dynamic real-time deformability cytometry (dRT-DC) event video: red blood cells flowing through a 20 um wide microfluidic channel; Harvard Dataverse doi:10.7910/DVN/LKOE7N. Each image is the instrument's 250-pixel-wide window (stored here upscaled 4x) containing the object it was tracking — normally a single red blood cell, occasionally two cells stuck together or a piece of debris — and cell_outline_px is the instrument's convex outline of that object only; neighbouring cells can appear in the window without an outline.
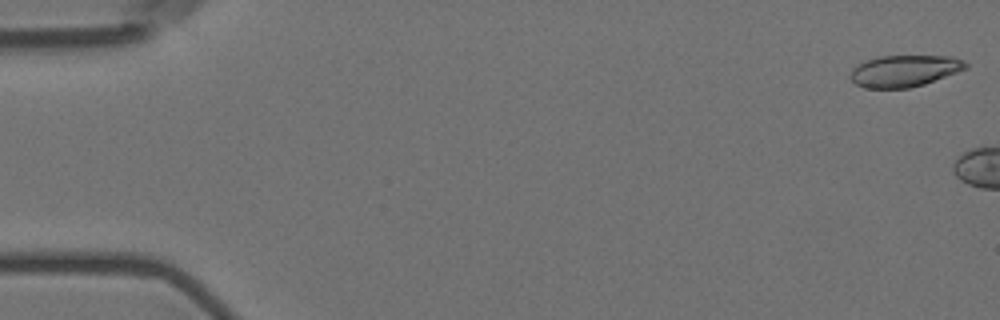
{"species": "Egyptian fruit bat (a non-hibernating species)", "species_latin": "Rousettus aegyptiacus", "temperature_condition": "room temperature", "stored_images_in_passage": 4, "camera_frame_rate_fps": 3000, "um_per_image_px": 0.085, "animal": {"sex": "female"}, "frame": {"image": 1, "passage_image": 1, "time_ms": 0.0, "image_size_px": [1000, 320], "cell_outline_px": [[968, 68], [924, 84], [908, 88], [868, 88], [856, 84], [848, 76], [852, 68], [868, 60], [880, 56], [952, 56], [964, 60], [968, 64]], "centroid_in_image_um": [76.89, 6.02], "position_along_channel_um": 8.1, "area_um2": 21.15}}